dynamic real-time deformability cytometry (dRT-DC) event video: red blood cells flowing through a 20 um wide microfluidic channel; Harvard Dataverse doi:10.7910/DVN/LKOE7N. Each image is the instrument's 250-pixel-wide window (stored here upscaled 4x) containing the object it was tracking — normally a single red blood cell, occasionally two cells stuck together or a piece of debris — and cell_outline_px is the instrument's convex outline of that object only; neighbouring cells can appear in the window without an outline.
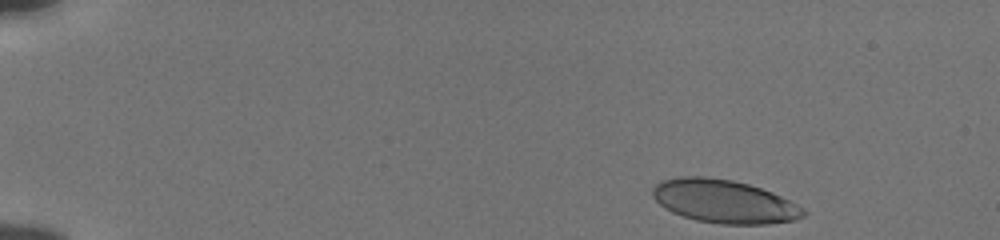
{"species": "human", "species_latin": "Homo sapiens", "temperature_condition": "cold", "stored_images_in_passage": 48, "camera_frame_rate_fps": 3000, "um_per_image_px": 0.085, "donor": {"sex": "male"}, "frame": {"image": 1, "passage_image": 1, "time_ms": 0.0, "image_size_px": [1000, 240], "cell_outline_px": [[808, 212], [804, 216], [796, 220], [768, 224], [720, 224], [696, 220], [672, 212], [664, 208], [652, 196], [652, 188], [656, 184], [664, 180], [680, 176], [708, 176], [732, 180], [748, 184], [772, 192], [804, 208]], "centroid_in_image_um": [61.56, 17.12], "position_along_channel_um": 23.4, "area_um2": 38.09}}
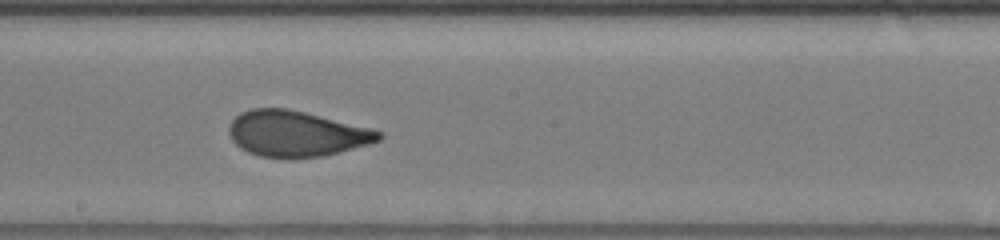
{"frame": {"image": 2, "passage_image": 26, "time_ms": 8.333, "image_size_px": [1000, 240], "cell_outline_px": [[384, 136], [380, 140], [368, 144], [320, 156], [260, 156], [248, 152], [240, 148], [232, 140], [228, 132], [228, 124], [240, 112], [252, 108], [288, 108], [372, 128], [384, 132]], "centroid_in_image_um": [25.17, 11.32], "position_along_channel_um": 223.0, "area_um2": 39.48}}
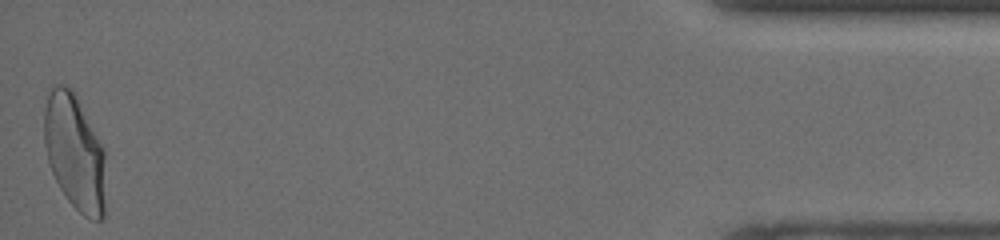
{"frame": {"image": 3, "passage_image": 48, "time_ms": 15.667, "image_size_px": [1000, 240], "cell_outline_px": [[104, 216], [100, 220], [92, 220], [84, 216], [68, 200], [60, 188], [52, 172], [48, 160], [44, 144], [44, 112], [48, 96], [52, 88], [56, 84], [64, 84], [72, 88], [76, 92], [104, 148]], "centroid_in_image_um": [6.35, 12.9], "position_along_channel_um": 428.9, "area_um2": 41.62}, "authors_computed_cell_mechanics": {"area_um2": 39.4485, "velocity_mm_per_s": 3.8362, "shape_relaxation_time_tau1_ms": 5.163, "shape_relaxation_time_tau2_ms": 0.7657, "deformation_change_tau1": 0.174, "deformation_change_tau2": 0.0757}}